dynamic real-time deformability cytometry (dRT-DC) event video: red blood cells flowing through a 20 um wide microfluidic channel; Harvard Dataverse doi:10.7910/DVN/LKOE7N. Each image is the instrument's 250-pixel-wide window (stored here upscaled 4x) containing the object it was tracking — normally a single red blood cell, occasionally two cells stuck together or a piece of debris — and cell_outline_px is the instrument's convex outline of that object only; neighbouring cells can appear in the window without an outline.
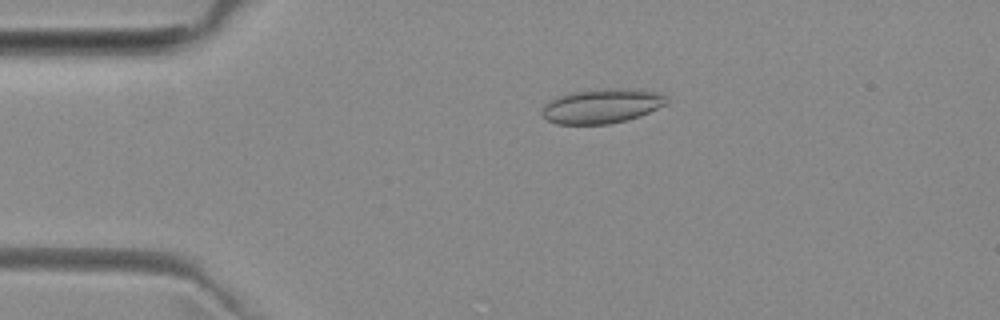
{"species": "common noctule bat (a hibernating species)", "species_latin": "Nyctalus noctula", "temperature_condition": "room temperature", "stored_images_in_passage": 4, "camera_frame_rate_fps": 3000, "um_per_image_px": 0.085, "animal": {"sex": "female", "body_mass_g": 29.2, "forearm_length_mm": 56.3}, "frame": {"image": 1, "passage_image": 2, "time_ms": 1.333, "image_size_px": [1000, 320], "cell_outline_px": [[668, 104], [640, 116], [608, 124], [556, 124], [548, 120], [540, 112], [544, 104], [556, 96], [576, 92], [604, 88], [624, 88], [660, 92], [668, 100]], "centroid_in_image_um": [51.16, 9.01], "position_along_channel_um": 33.8, "area_um2": 25.09}}
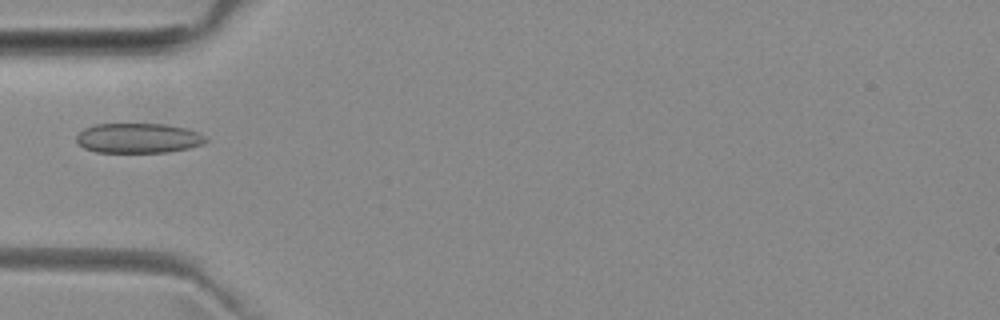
{"frame": {"image": 2, "passage_image": 4, "time_ms": 3.333, "image_size_px": [1000, 320], "cell_outline_px": [[208, 140], [204, 144], [188, 148], [168, 152], [96, 152], [84, 148], [76, 140], [76, 136], [84, 128], [96, 124], [168, 124], [188, 128], [200, 132]], "centroid_in_image_um": [11.79, 11.73], "position_along_channel_um": 73.2, "area_um2": 22.66}}